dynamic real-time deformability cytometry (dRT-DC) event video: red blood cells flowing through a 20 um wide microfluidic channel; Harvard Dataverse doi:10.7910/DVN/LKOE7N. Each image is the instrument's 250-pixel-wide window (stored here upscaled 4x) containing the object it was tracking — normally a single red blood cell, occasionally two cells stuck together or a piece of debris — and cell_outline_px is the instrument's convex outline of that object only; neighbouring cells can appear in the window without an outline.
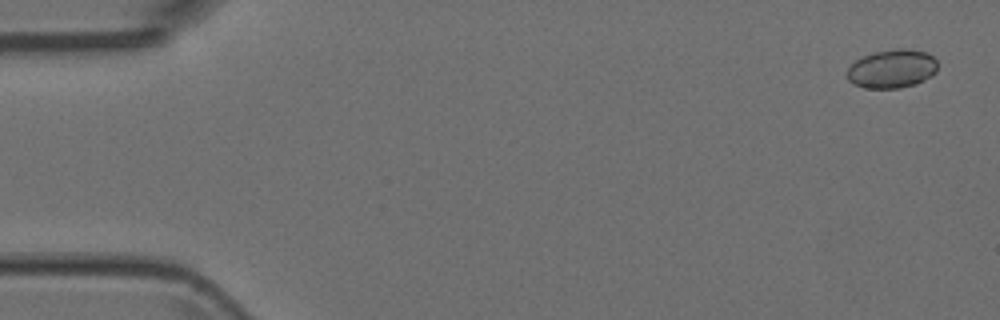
{"species": "Egyptian fruit bat (a non-hibernating species)", "species_latin": "Rousettus aegyptiacus", "temperature_condition": "room temperature", "stored_images_in_passage": 5, "camera_frame_rate_fps": 3000, "um_per_image_px": 0.085, "animal": {"sex": "female"}, "frame": {"image": 1, "passage_image": 1, "time_ms": 0.0, "image_size_px": [1000, 320], "cell_outline_px": [[936, 72], [932, 76], [916, 84], [900, 88], [864, 88], [852, 84], [848, 80], [848, 68], [856, 60], [872, 52], [896, 48], [908, 48], [928, 52], [936, 60]], "centroid_in_image_um": [75.83, 5.84], "position_along_channel_um": 9.2, "area_um2": 20.58}}
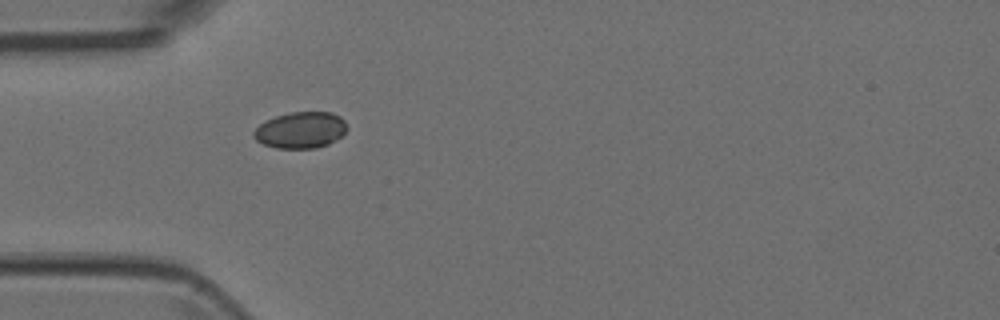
{"frame": {"image": 2, "passage_image": 5, "time_ms": 1.333, "image_size_px": [1000, 320], "cell_outline_px": [[348, 128], [340, 136], [328, 144], [316, 148], [276, 148], [264, 144], [256, 140], [252, 136], [252, 132], [260, 124], [276, 116], [292, 112], [332, 112], [340, 116], [344, 120]], "centroid_in_image_um": [25.55, 11.05], "position_along_channel_um": 59.4, "area_um2": 19.65}}